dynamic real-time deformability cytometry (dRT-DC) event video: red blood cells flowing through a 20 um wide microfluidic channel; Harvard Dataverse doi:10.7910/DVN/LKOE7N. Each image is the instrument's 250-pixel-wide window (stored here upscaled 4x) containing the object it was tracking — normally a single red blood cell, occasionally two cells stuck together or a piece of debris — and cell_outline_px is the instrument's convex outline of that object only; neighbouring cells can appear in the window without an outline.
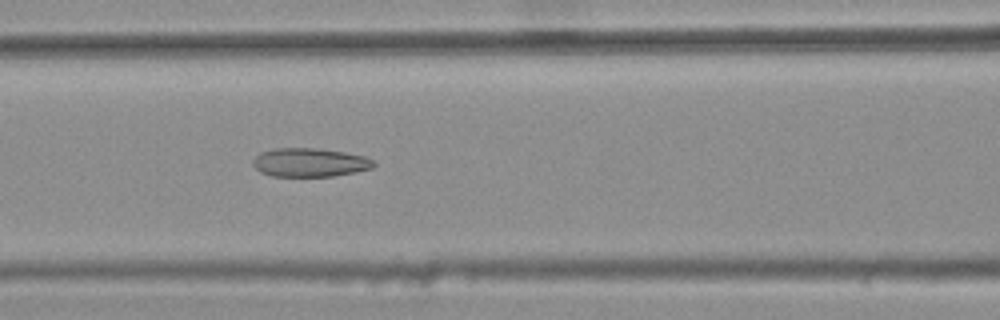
{"species": "common noctule bat (a hibernating species)", "species_latin": "Nyctalus noctula", "temperature_condition": "warm", "stored_images_in_passage": 47, "camera_frame_rate_fps": 3000, "um_per_image_px": 0.085, "animal": {"sex": "female", "body_mass_g": 25.1}, "frame": {"image": 1, "passage_image": 23, "time_ms": 7.333, "image_size_px": [1000, 320], "cell_outline_px": [[376, 164], [372, 168], [356, 172], [332, 176], [272, 176], [260, 172], [252, 164], [252, 160], [260, 152], [276, 148], [316, 148], [344, 152], [364, 156], [372, 160]], "centroid_in_image_um": [26.31, 13.81], "position_along_channel_um": 140.3, "area_um2": 20.17}}
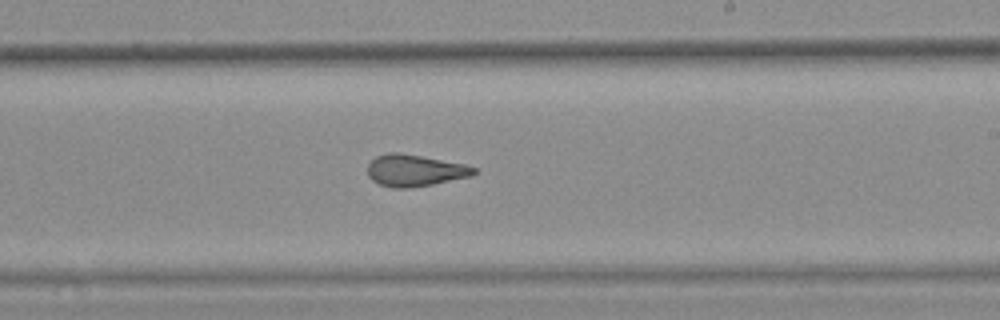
{"frame": {"image": 2, "passage_image": 32, "time_ms": 10.333, "image_size_px": [1000, 320], "cell_outline_px": [[476, 172], [472, 176], [432, 184], [408, 188], [392, 188], [380, 184], [372, 180], [368, 176], [368, 164], [376, 156], [388, 152], [400, 152], [464, 164], [476, 168]], "centroid_in_image_um": [35.24, 14.48], "position_along_channel_um": 253.8, "area_um2": 19.59}}
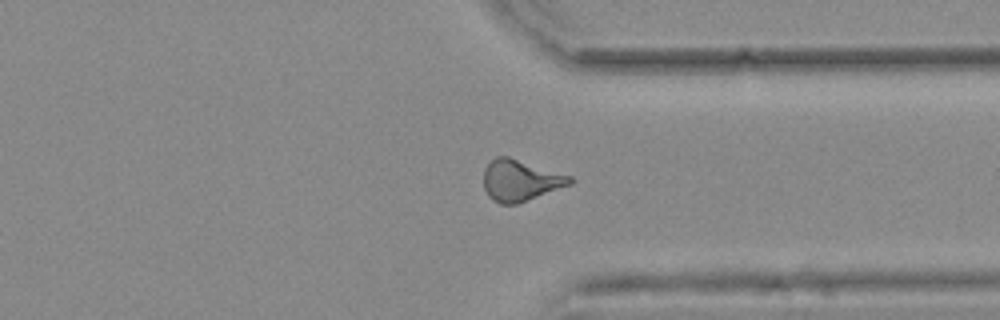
{"frame": {"image": 3, "passage_image": 41, "time_ms": 13.333, "image_size_px": [1000, 320], "cell_outline_px": [[576, 180], [572, 184], [516, 204], [500, 204], [492, 200], [488, 196], [484, 188], [484, 168], [496, 156], [508, 156], [572, 176]], "centroid_in_image_um": [44.24, 15.33], "position_along_channel_um": 367.2, "area_um2": 20.81}, "authors_computed_cell_mechanics": {"area_um2": 20.6346, "velocity_mm_per_s": 3.788, "shape_relaxation_time_tau1_ms": null, "shape_relaxation_time_tau2_ms": 2.1859, "deformation_change_tau1": null, "deformation_change_tau2": 0.1204}}